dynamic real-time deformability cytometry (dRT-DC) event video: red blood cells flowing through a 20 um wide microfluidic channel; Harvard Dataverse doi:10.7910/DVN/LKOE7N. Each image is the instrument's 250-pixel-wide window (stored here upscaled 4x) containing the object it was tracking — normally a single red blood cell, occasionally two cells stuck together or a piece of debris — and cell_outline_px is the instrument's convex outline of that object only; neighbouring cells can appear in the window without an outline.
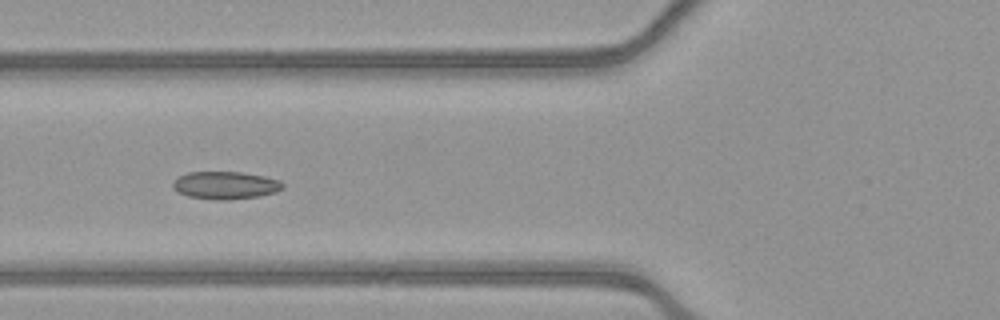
{"species": "common noctule bat (a hibernating species)", "species_latin": "Nyctalus noctula", "temperature_condition": "warm", "stored_images_in_passage": 18, "camera_frame_rate_fps": 3000, "um_per_image_px": 0.085, "animal": {"sex": "female", "body_mass_g": 21.9}, "frame": {"image": 1, "passage_image": 6, "time_ms": 1.667, "image_size_px": [1000, 320], "cell_outline_px": [[284, 188], [276, 192], [260, 196], [228, 200], [216, 200], [188, 196], [172, 188], [172, 180], [188, 172], [240, 172], [264, 176], [280, 180], [284, 184]], "centroid_in_image_um": [19.17, 15.75], "position_along_channel_um": 106.6, "area_um2": 17.8}}